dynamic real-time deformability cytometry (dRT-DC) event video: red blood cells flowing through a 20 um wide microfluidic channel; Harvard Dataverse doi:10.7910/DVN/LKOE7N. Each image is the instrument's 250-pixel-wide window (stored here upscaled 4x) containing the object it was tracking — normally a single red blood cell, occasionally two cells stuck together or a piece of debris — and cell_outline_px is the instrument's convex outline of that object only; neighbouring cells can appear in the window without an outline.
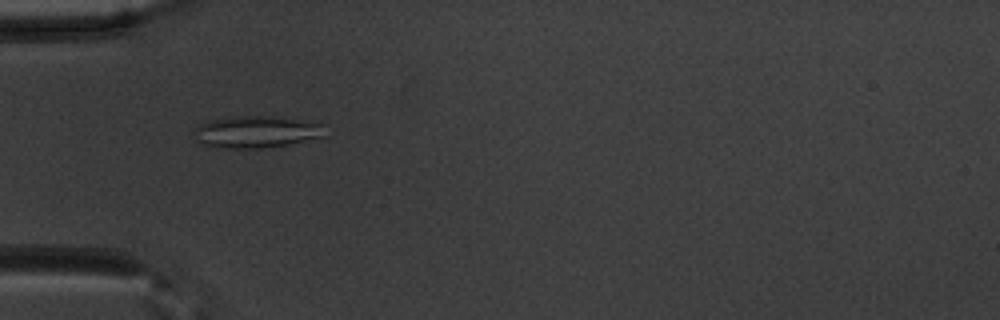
{"species": "common noctule bat (a hibernating species)", "species_latin": "Nyctalus noctula", "temperature_condition": "warm", "stored_images_in_passage": 55, "camera_frame_rate_fps": 3000, "um_per_image_px": 0.085, "animal": {"sex": "male", "body_mass_g": 20.1, "forearm_length_mm": 53.5}, "frame": {"image": 1, "passage_image": 18, "time_ms": 5.667, "image_size_px": [1000, 320], "cell_outline_px": [[320, 136], [288, 144], [260, 148], [212, 148], [200, 144], [192, 132], [200, 124], [208, 120], [236, 116], [272, 116], [320, 124]], "centroid_in_image_um": [21.58, 11.22], "position_along_channel_um": 63.4, "area_um2": 23.76}}
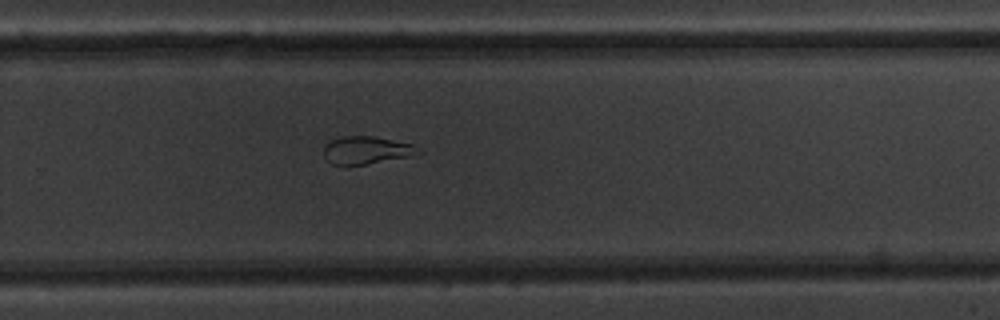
{"frame": {"image": 2, "passage_image": 37, "time_ms": 12.0, "image_size_px": [1000, 320], "cell_outline_px": [[424, 152], [412, 156], [364, 164], [332, 164], [324, 156], [324, 144], [328, 140], [340, 136], [372, 136], [412, 144]], "centroid_in_image_um": [31.13, 12.75], "position_along_channel_um": 298.7, "area_um2": 15.2}}
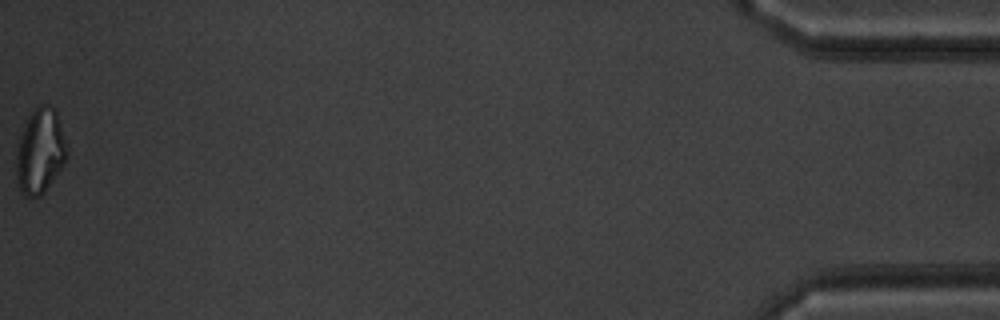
{"frame": {"image": 3, "passage_image": 55, "time_ms": 18.0, "image_size_px": [1000, 320], "cell_outline_px": [[68, 152], [60, 168], [44, 192], [40, 196], [24, 196], [20, 192], [16, 176], [16, 156], [20, 136], [32, 112], [40, 104], [48, 104], [56, 108]], "centroid_in_image_um": [3.4, 12.85], "position_along_channel_um": 431.8, "area_um2": 24.62}, "authors_computed_cell_mechanics": {"area_um2": 22.0218, "velocity_mm_per_s": 3.7612, "shape_relaxation_time_tau1_ms": null, "shape_relaxation_time_tau2_ms": 2.7552, "deformation_change_tau1": null, "deformation_change_tau2": 0.1078}}